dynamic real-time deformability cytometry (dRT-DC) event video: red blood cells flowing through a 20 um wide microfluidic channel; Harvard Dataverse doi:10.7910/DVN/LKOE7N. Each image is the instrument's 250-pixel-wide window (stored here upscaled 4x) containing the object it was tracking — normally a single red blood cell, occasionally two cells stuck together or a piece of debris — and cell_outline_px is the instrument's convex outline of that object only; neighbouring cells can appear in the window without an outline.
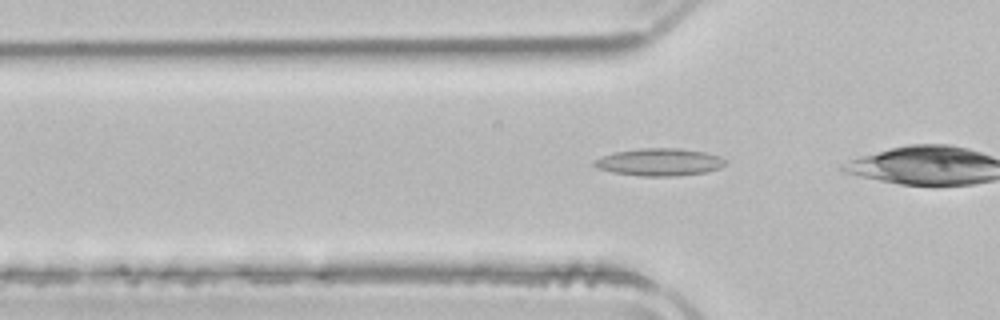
{"species": "common noctule bat (a hibernating species)", "species_latin": "Nyctalus noctula", "temperature_condition": "room temperature", "stored_images_in_passage": 37, "camera_frame_rate_fps": 3000, "um_per_image_px": 0.085, "animal": {"sex": "male", "body_mass_g": 21.5, "forearm_length_mm": 52.0}, "frame": {"image": 1, "passage_image": 13, "time_ms": 4.0, "image_size_px": [1000, 320], "cell_outline_px": [[728, 164], [720, 168], [708, 172], [676, 176], [640, 176], [612, 172], [596, 168], [592, 164], [592, 160], [616, 152], [640, 148], [680, 148], [704, 152], [720, 156], [728, 160]], "centroid_in_image_um": [56.09, 13.78], "position_along_channel_um": 69.7, "area_um2": 21.21}}
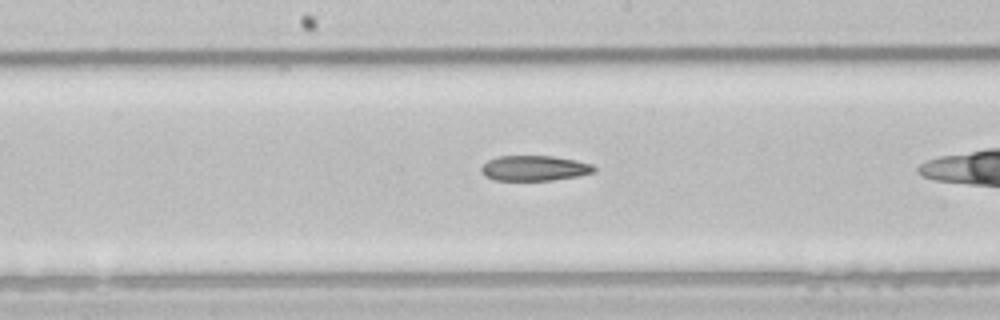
{"frame": {"image": 2, "passage_image": 23, "time_ms": 7.333, "image_size_px": [1000, 320], "cell_outline_px": [[596, 172], [576, 176], [552, 180], [492, 180], [484, 176], [480, 172], [480, 168], [488, 160], [496, 156], [552, 156], [576, 160], [592, 164], [596, 168]], "centroid_in_image_um": [45.4, 14.29], "position_along_channel_um": 202.8, "area_um2": 16.7}}
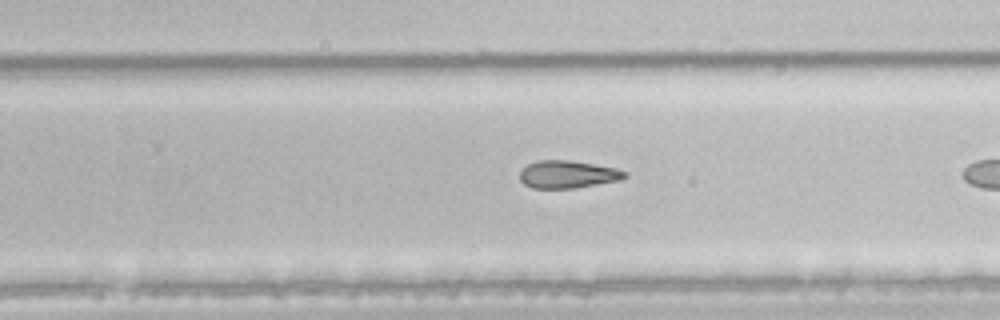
{"frame": {"image": 3, "passage_image": 29, "time_ms": 9.333, "image_size_px": [1000, 320], "cell_outline_px": [[628, 176], [620, 180], [576, 188], [532, 188], [524, 184], [520, 180], [520, 172], [528, 164], [536, 160], [568, 160], [616, 168], [628, 172]], "centroid_in_image_um": [48.27, 14.82], "position_along_channel_um": 281.5, "area_um2": 16.88}}